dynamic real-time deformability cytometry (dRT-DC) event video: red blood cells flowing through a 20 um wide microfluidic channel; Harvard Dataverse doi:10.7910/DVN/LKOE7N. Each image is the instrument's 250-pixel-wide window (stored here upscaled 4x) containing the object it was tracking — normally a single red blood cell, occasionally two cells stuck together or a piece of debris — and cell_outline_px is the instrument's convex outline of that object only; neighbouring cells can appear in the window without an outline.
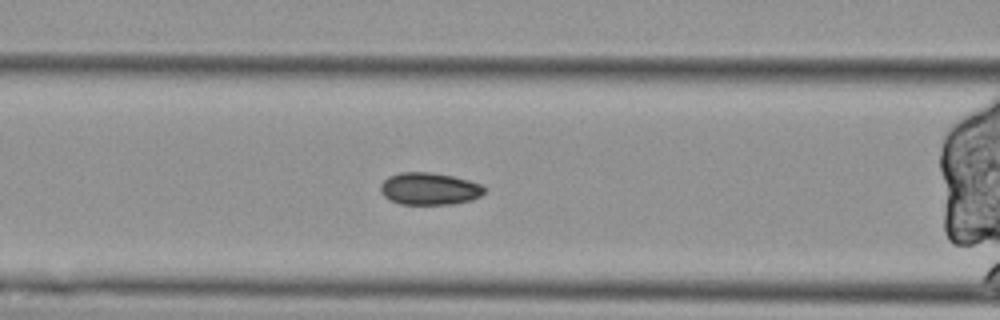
{"species": "Egyptian fruit bat (a non-hibernating species)", "species_latin": "Rousettus aegyptiacus", "temperature_condition": "cold", "stored_images_in_passage": 5, "segment_of_instrument_passage": [2, 2], "camera_frame_rate_fps": 3000, "um_per_image_px": 0.085, "animal": {"sex": "female"}, "frame": {"image": 1, "passage_image": 5, "time_ms": 1.333, "image_size_px": [1000, 320], "cell_outline_px": [[484, 192], [480, 196], [472, 200], [452, 204], [400, 204], [388, 200], [380, 192], [380, 184], [388, 176], [400, 172], [432, 172], [452, 176], [468, 180], [480, 184], [484, 188]], "centroid_in_image_um": [36.45, 16.04], "position_along_channel_um": 130.1, "area_um2": 19.59}}